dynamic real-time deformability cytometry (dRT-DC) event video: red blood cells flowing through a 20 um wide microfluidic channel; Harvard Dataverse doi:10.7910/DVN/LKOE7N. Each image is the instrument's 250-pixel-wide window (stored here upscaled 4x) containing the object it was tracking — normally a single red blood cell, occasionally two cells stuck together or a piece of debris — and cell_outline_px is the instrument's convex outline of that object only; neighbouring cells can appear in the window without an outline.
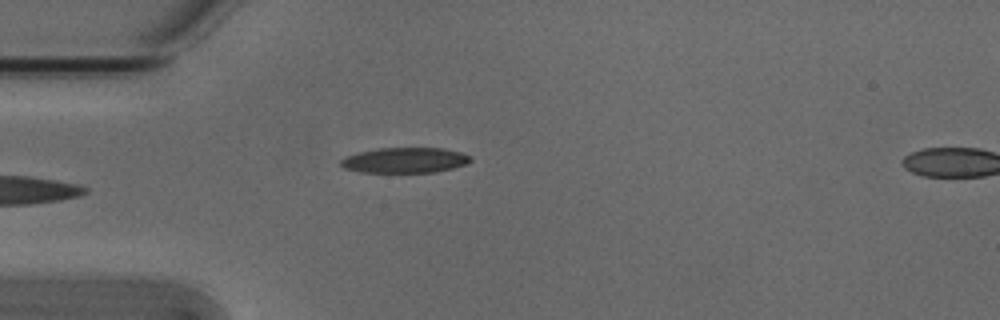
{"species": "Egyptian fruit bat (a non-hibernating species)", "species_latin": "Rousettus aegyptiacus", "temperature_condition": "cold", "stored_images_in_passage": 2, "segment_of_instrument_passage": [1, 2], "camera_frame_rate_fps": 3000, "um_per_image_px": 0.085, "animal": {"sex": "male"}, "frame": {"image": 1, "passage_image": 1, "time_ms": 0.0, "image_size_px": [1000, 320], "cell_outline_px": [[472, 160], [468, 164], [436, 172], [360, 172], [344, 168], [340, 164], [340, 160], [344, 156], [360, 152], [380, 148], [444, 148], [460, 152], [472, 156]], "centroid_in_image_um": [34.44, 13.62], "position_along_channel_um": 50.6, "area_um2": 19.25}}